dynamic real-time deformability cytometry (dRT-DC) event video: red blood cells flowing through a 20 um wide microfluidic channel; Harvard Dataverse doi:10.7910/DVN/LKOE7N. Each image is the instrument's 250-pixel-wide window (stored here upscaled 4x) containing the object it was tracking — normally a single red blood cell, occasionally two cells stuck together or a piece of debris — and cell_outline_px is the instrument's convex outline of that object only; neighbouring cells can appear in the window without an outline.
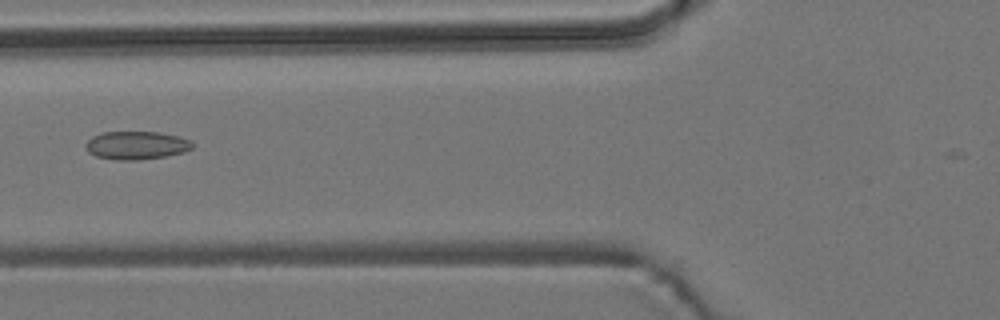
{"species": "common noctule bat (a hibernating species)", "species_latin": "Nyctalus noctula", "temperature_condition": "room temperature", "stored_images_in_passage": 6, "camera_frame_rate_fps": 3000, "um_per_image_px": 0.085, "animal": {"sex": "male", "body_mass_g": 19.2, "forearm_length_mm": 51.8}, "frame": {"image": 1, "passage_image": 6, "time_ms": 6.667, "image_size_px": [1000, 320], "cell_outline_px": [[192, 148], [184, 152], [164, 156], [136, 160], [120, 160], [96, 156], [88, 152], [88, 140], [92, 136], [100, 132], [160, 132], [176, 136], [188, 140], [192, 144]], "centroid_in_image_um": [11.58, 12.34], "position_along_channel_um": 114.2, "area_um2": 17.17}}